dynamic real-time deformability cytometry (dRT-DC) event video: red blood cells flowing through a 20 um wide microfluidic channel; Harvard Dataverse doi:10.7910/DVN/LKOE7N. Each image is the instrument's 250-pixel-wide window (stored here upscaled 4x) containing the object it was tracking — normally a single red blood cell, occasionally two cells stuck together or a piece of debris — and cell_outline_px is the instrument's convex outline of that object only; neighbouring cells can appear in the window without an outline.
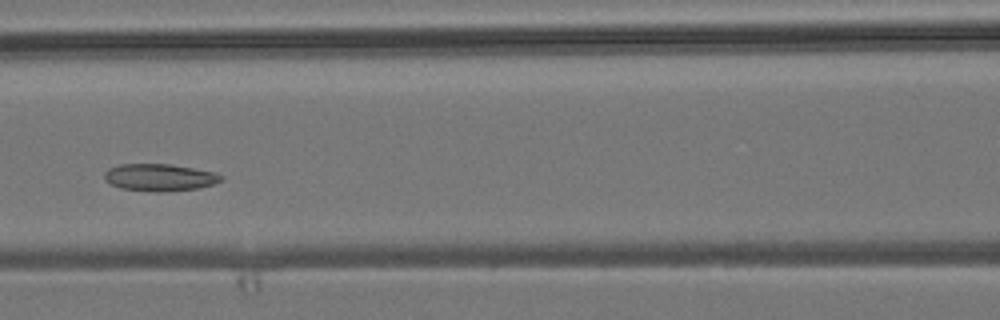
{"species": "common noctule bat (a hibernating species)", "species_latin": "Nyctalus noctula", "temperature_condition": "room temperature", "stored_images_in_passage": 5, "camera_frame_rate_fps": 3000, "um_per_image_px": 0.085, "animal": {"sex": "male", "body_mass_g": 19.2, "forearm_length_mm": 51.8}, "frame": {"image": 1, "passage_image": 5, "time_ms": 4.667, "image_size_px": [1000, 320], "cell_outline_px": [[224, 176], [220, 180], [212, 184], [200, 188], [160, 192], [156, 192], [120, 188], [104, 180], [104, 172], [108, 168], [120, 164], [168, 164], [216, 172]], "centroid_in_image_um": [13.54, 15.08], "position_along_channel_um": 153.1, "area_um2": 18.44}}